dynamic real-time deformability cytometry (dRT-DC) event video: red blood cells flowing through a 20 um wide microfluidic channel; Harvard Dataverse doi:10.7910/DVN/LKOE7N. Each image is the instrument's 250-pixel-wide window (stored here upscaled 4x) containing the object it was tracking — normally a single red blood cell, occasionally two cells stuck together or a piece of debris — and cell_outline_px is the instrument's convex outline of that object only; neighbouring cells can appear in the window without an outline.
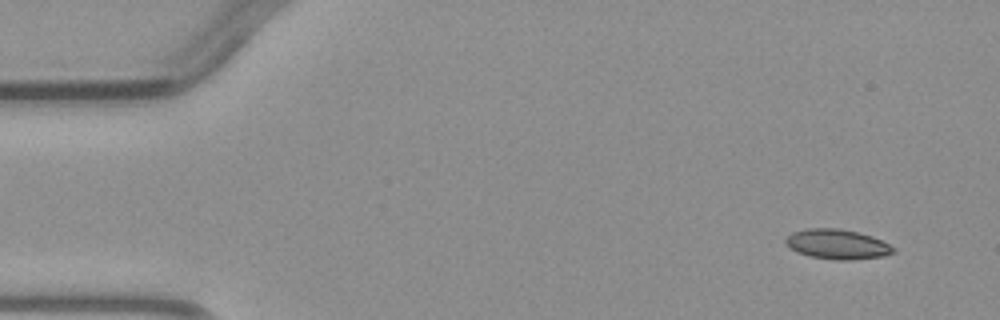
{"species": "common noctule bat (a hibernating species)", "species_latin": "Nyctalus noctula", "temperature_condition": "warm", "stored_images_in_passage": 2, "camera_frame_rate_fps": 3000, "um_per_image_px": 0.085, "animal": {"sex": "male", "body_mass_g": 23.1, "forearm_length_mm": 52.7}, "frame": {"image": 1, "passage_image": 1, "time_ms": 0.0, "image_size_px": [1000, 320], "cell_outline_px": [[896, 252], [884, 256], [852, 260], [836, 260], [808, 256], [796, 252], [784, 240], [792, 232], [808, 228], [840, 228], [872, 236], [896, 248]], "centroid_in_image_um": [71.19, 20.76], "position_along_channel_um": 13.8, "area_um2": 18.73}}